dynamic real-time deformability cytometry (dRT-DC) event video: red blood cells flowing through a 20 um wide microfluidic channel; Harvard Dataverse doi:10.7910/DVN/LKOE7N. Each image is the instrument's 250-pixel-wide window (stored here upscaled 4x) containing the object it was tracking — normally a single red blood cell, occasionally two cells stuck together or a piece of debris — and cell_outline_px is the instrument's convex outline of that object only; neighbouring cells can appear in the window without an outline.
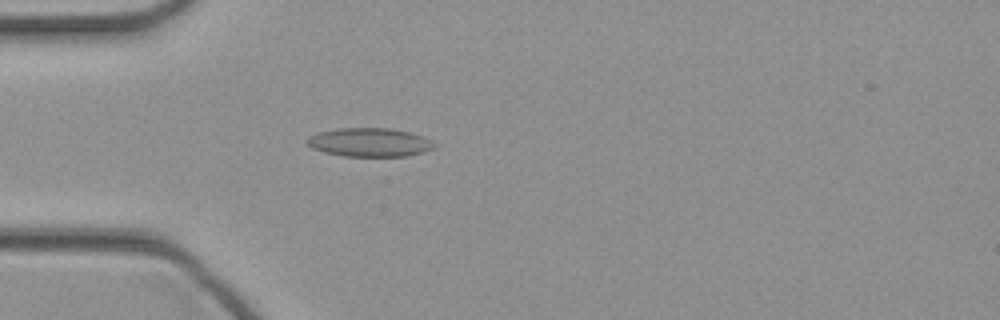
{"species": "common noctule bat (a hibernating species)", "species_latin": "Nyctalus noctula", "temperature_condition": "cold", "stored_images_in_passage": 45, "camera_frame_rate_fps": 3000, "um_per_image_px": 0.085, "animal": {"sex": "female", "body_mass_g": 21.9}, "frame": {"image": 1, "passage_image": 13, "time_ms": 4.0, "image_size_px": [1000, 320], "cell_outline_px": [[436, 148], [424, 152], [408, 156], [344, 156], [324, 152], [312, 148], [304, 140], [308, 136], [320, 132], [336, 128], [392, 128], [408, 132], [420, 136], [436, 144]], "centroid_in_image_um": [31.39, 12.1], "position_along_channel_um": 53.6, "area_um2": 21.27}}
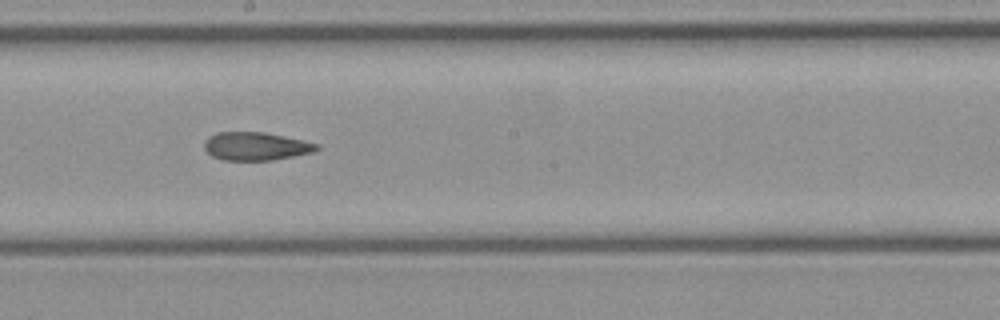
{"frame": {"image": 2, "passage_image": 25, "time_ms": 8.0, "image_size_px": [1000, 320], "cell_outline_px": [[320, 148], [316, 152], [272, 160], [224, 160], [212, 156], [204, 148], [204, 140], [208, 136], [216, 132], [264, 132], [304, 140], [320, 144]], "centroid_in_image_um": [21.77, 12.42], "position_along_channel_um": 226.4, "area_um2": 18.67}}
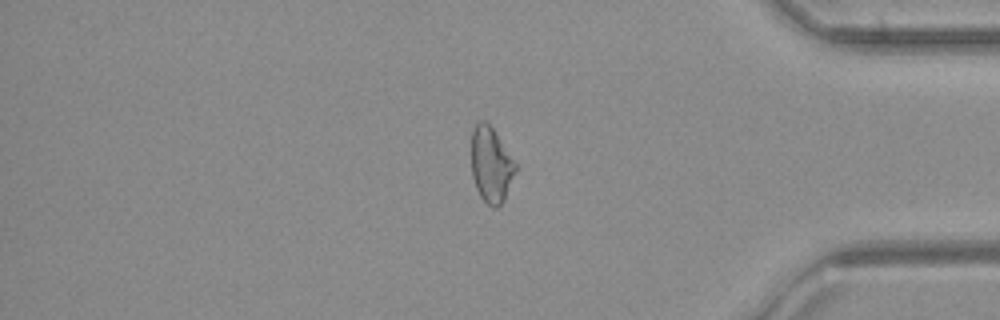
{"frame": {"image": 3, "passage_image": 38, "time_ms": 12.333, "image_size_px": [1000, 320], "cell_outline_px": [[516, 168], [504, 200], [496, 208], [492, 208], [480, 196], [476, 188], [472, 176], [472, 132], [476, 120], [484, 120], [492, 128], [516, 164]], "centroid_in_image_um": [41.71, 14.0], "position_along_channel_um": 393.5, "area_um2": 19.02}}